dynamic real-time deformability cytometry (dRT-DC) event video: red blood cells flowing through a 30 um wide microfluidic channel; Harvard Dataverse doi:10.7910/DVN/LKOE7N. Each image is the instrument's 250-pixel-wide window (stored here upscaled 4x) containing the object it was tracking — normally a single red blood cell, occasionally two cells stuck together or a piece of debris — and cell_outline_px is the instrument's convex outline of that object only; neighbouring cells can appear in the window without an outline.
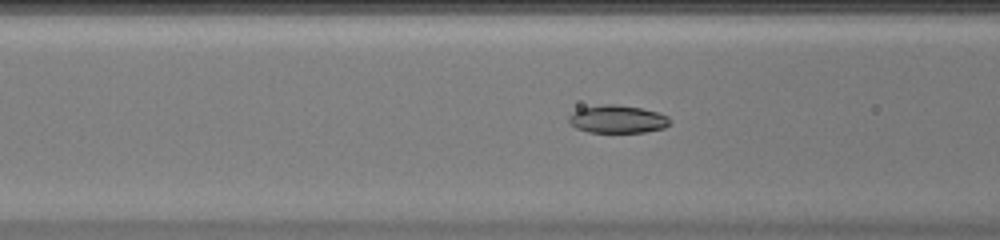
{"species": "common noctule bat (a hibernating species)", "species_latin": "Nyctalus noctula", "temperature_condition": "warm", "stored_images_in_passage": 51, "camera_frame_rate_fps": 3000, "um_per_image_px": 0.085, "animal": {"sex": "female", "body_mass_g": 20.0, "forearm_length_mm": 54.0}, "frame": {"image": 1, "passage_image": 21, "time_ms": 6.667, "image_size_px": [1000, 240], "cell_outline_px": [[672, 124], [664, 128], [644, 132], [588, 132], [576, 128], [568, 120], [568, 116], [572, 112], [580, 108], [604, 104], [616, 104], [640, 108], [656, 112], [668, 116]], "centroid_in_image_um": [52.49, 10.13], "position_along_channel_um": 114.1, "area_um2": 16.42}}
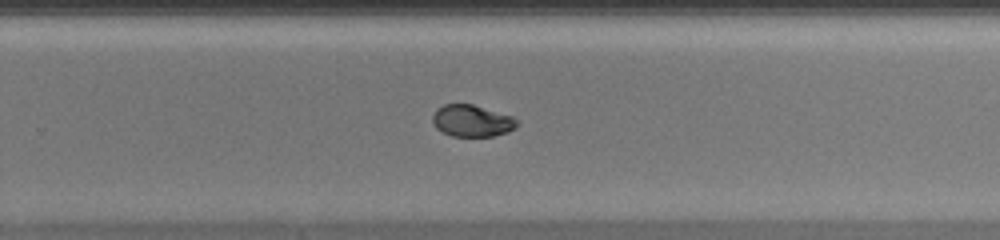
{"frame": {"image": 2, "passage_image": 34, "time_ms": 11.0, "image_size_px": [1000, 240], "cell_outline_px": [[520, 124], [516, 128], [508, 132], [492, 136], [452, 136], [436, 128], [432, 120], [432, 116], [436, 108], [444, 104], [472, 104], [512, 116], [520, 120]], "centroid_in_image_um": [40.15, 10.26], "position_along_channel_um": 289.7, "area_um2": 15.78}}
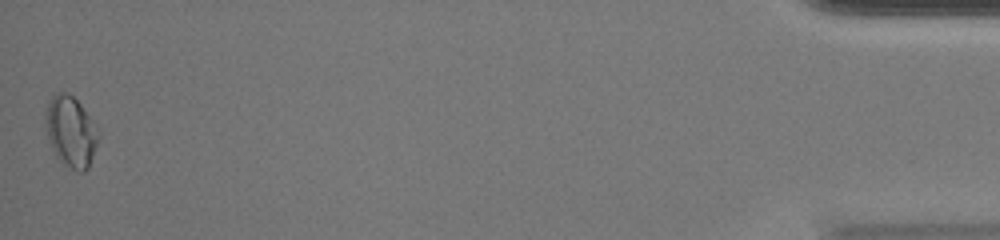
{"frame": {"image": 3, "passage_image": 51, "time_ms": 16.667, "image_size_px": [1000, 240], "cell_outline_px": [[100, 136], [88, 168], [84, 172], [76, 172], [64, 164], [56, 156], [52, 148], [48, 136], [44, 116], [44, 112], [52, 96], [56, 92], [68, 92], [80, 104], [92, 120], [100, 132]], "centroid_in_image_um": [6.03, 11.19], "position_along_channel_um": 429.2, "area_um2": 21.79}, "authors_computed_cell_mechanics": {"area_um2": 17.051, "velocity_mm_per_s": 4.0597, "shape_relaxation_time_tau1_ms": 3.6065, "shape_relaxation_time_tau2_ms": 0.9954, "deformation_change_tau1": 0.1649, "deformation_change_tau2": 0.0374}}